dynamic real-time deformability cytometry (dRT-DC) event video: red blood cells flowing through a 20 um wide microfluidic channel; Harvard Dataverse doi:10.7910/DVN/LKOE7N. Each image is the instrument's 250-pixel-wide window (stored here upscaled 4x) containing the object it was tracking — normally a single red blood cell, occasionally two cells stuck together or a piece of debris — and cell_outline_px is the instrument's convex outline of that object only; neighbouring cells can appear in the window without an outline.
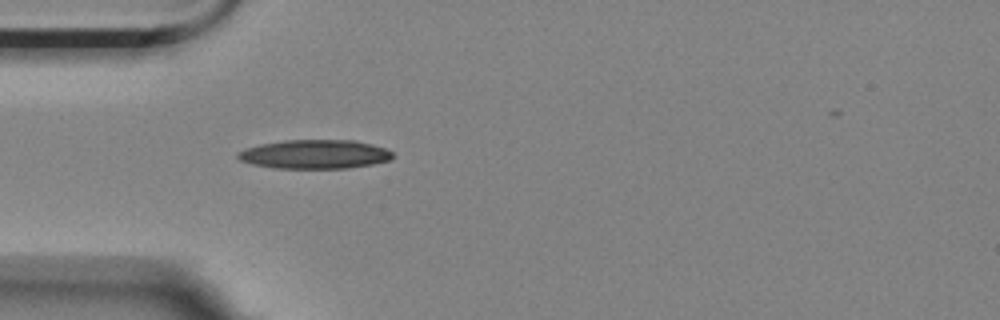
{"species": "Egyptian fruit bat (a non-hibernating species)", "species_latin": "Rousettus aegyptiacus", "temperature_condition": "room temperature", "stored_images_in_passage": 40, "camera_frame_rate_fps": 3000, "um_per_image_px": 0.085, "animal": {"sex": "female"}, "frame": {"image": 1, "passage_image": 1, "time_ms": 0.0, "image_size_px": [1000, 320], "cell_outline_px": [[392, 156], [388, 160], [372, 164], [348, 168], [272, 168], [252, 164], [240, 160], [236, 156], [236, 152], [244, 148], [260, 144], [284, 140], [352, 140], [372, 144], [384, 148], [392, 152]], "centroid_in_image_um": [26.69, 13.11], "position_along_channel_um": 58.3, "area_um2": 26.13}}
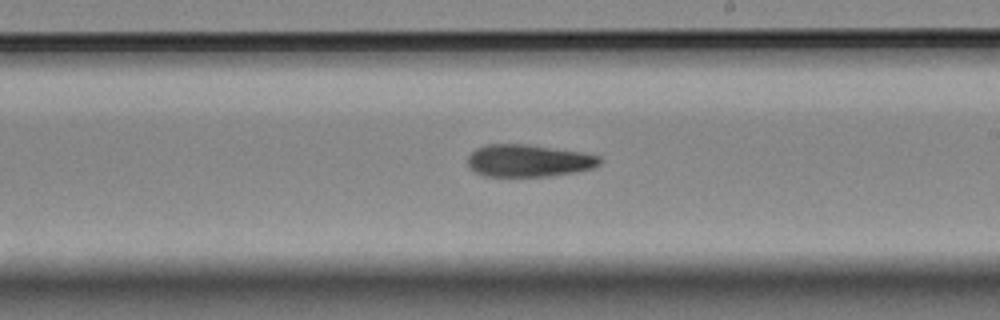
{"frame": {"image": 2, "passage_image": 17, "time_ms": 5.333, "image_size_px": [1000, 320], "cell_outline_px": [[600, 164], [596, 168], [548, 176], [484, 176], [468, 168], [468, 156], [476, 148], [488, 144], [524, 144], [584, 152], [600, 156]], "centroid_in_image_um": [44.93, 13.65], "position_along_channel_um": 244.1, "area_um2": 24.85}}
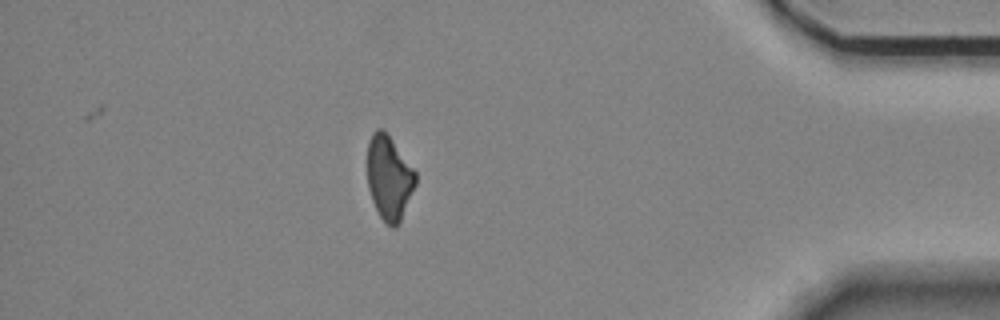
{"frame": {"image": 3, "passage_image": 34, "time_ms": 11.0, "image_size_px": [1000, 320], "cell_outline_px": [[416, 184], [400, 224], [396, 228], [392, 228], [380, 216], [372, 200], [368, 188], [368, 140], [372, 132], [376, 128], [384, 128], [416, 172]], "centroid_in_image_um": [33.08, 15.1], "position_along_channel_um": 402.1, "area_um2": 23.81}, "authors_computed_cell_mechanics": {"area_um2": 25.143, "velocity_mm_per_s": 3.5136, "shape_relaxation_time_tau1_ms": null, "shape_relaxation_time_tau2_ms": 10.13, "deformation_change_tau1": null, "deformation_change_tau2": 0.231}}